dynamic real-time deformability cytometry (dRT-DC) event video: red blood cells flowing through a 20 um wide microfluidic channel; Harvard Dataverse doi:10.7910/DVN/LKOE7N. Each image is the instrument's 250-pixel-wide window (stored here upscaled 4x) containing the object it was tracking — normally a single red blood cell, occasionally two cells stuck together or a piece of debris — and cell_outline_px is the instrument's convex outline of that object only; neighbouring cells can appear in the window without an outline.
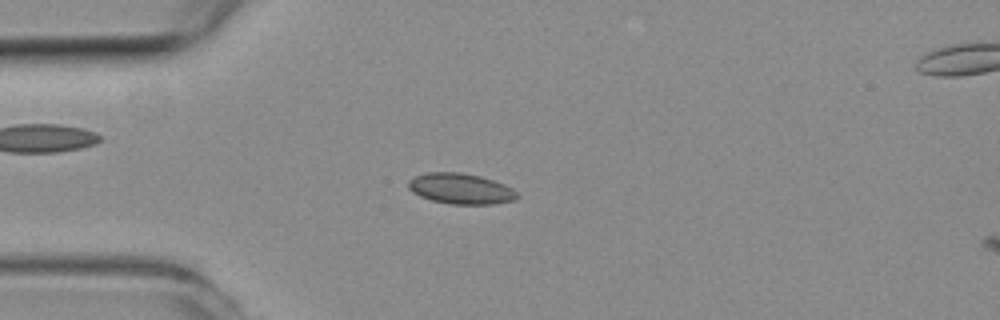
{"species": "common noctule bat (a hibernating species)", "species_latin": "Nyctalus noctula", "temperature_condition": "room temperature", "stored_images_in_passage": 9, "camera_frame_rate_fps": 3000, "um_per_image_px": 0.085, "animal": {"sex": "female", "body_mass_g": 19.3, "forearm_length_mm": 54.1}, "frame": {"image": 1, "passage_image": 8, "time_ms": 2.333, "image_size_px": [1000, 320], "cell_outline_px": [[520, 196], [516, 200], [492, 204], [452, 204], [432, 200], [420, 196], [412, 192], [408, 188], [408, 180], [412, 176], [428, 172], [460, 172], [480, 176], [504, 184], [512, 188]], "centroid_in_image_um": [39.15, 16.03], "position_along_channel_um": 45.9, "area_um2": 19.54}}